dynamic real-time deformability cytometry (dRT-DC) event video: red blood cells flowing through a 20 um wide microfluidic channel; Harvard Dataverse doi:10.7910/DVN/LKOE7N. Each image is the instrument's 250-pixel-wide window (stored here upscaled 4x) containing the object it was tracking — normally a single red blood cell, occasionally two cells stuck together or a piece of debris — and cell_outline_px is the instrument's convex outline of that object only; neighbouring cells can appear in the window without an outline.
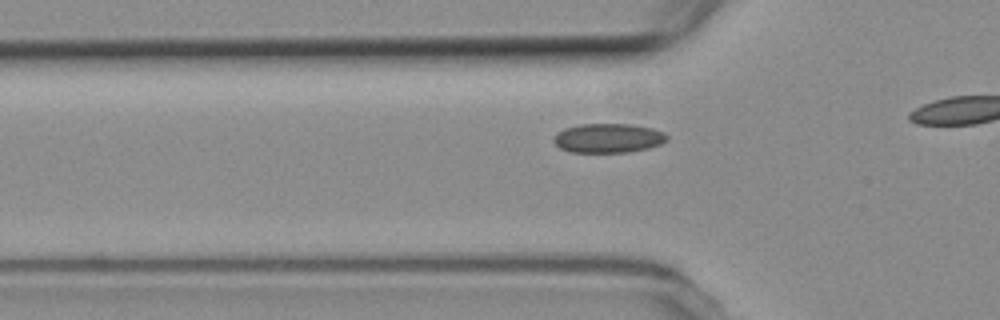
{"species": "common noctule bat (a hibernating species)", "species_latin": "Nyctalus noctula", "temperature_condition": "room temperature", "stored_images_in_passage": 10, "camera_frame_rate_fps": 3000, "um_per_image_px": 0.085, "animal": {"sex": "female", "body_mass_g": 19.3, "forearm_length_mm": 54.1}, "frame": {"image": 1, "passage_image": 4, "time_ms": 1.0, "image_size_px": [1000, 320], "cell_outline_px": [[668, 140], [660, 144], [648, 148], [628, 152], [568, 152], [560, 148], [552, 140], [552, 136], [556, 132], [564, 128], [580, 124], [632, 124], [652, 128], [664, 132], [668, 136]], "centroid_in_image_um": [51.67, 11.73], "position_along_channel_um": 74.1, "area_um2": 19.54}}
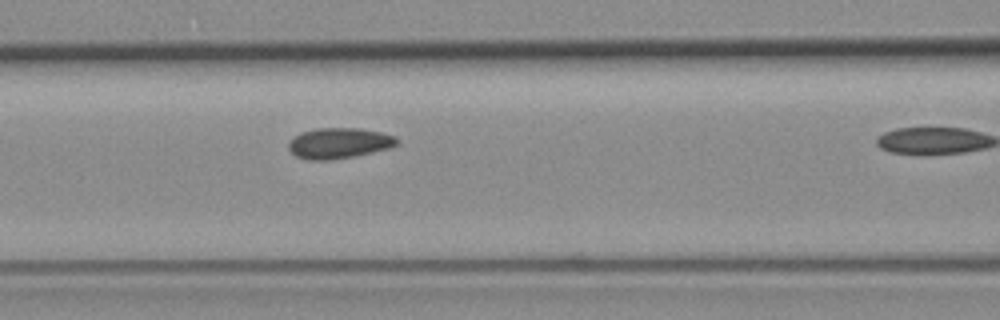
{"frame": {"image": 2, "passage_image": 9, "time_ms": 2.667, "image_size_px": [1000, 320], "cell_outline_px": [[400, 140], [396, 144], [388, 148], [372, 152], [332, 160], [308, 160], [296, 156], [288, 148], [288, 144], [300, 132], [316, 128], [360, 128], [380, 132], [396, 136]], "centroid_in_image_um": [28.81, 12.16], "position_along_channel_um": 137.8, "area_um2": 19.25}}